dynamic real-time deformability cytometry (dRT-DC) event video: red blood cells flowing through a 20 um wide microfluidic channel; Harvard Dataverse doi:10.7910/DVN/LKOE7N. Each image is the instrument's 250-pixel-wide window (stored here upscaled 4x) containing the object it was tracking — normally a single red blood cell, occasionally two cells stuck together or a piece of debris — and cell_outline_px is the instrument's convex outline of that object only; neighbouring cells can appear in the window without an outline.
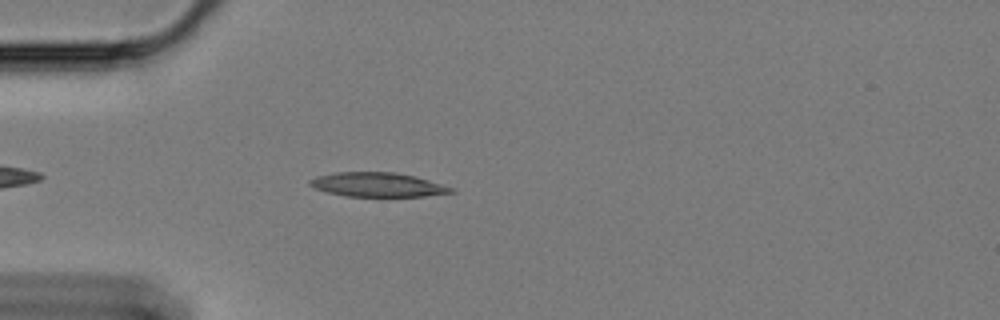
{"species": "Egyptian fruit bat (a non-hibernating species)", "species_latin": "Rousettus aegyptiacus", "temperature_condition": "cold", "stored_images_in_passage": 45, "camera_frame_rate_fps": 3000, "um_per_image_px": 0.085, "animal": {"sex": "female"}, "frame": {"image": 1, "passage_image": 6, "time_ms": 1.667, "image_size_px": [1000, 320], "cell_outline_px": [[456, 192], [424, 196], [344, 196], [328, 192], [316, 188], [308, 184], [308, 180], [316, 176], [336, 172], [396, 172], [428, 180], [456, 188]], "centroid_in_image_um": [32.1, 15.69], "position_along_channel_um": 52.9, "area_um2": 19.88}}
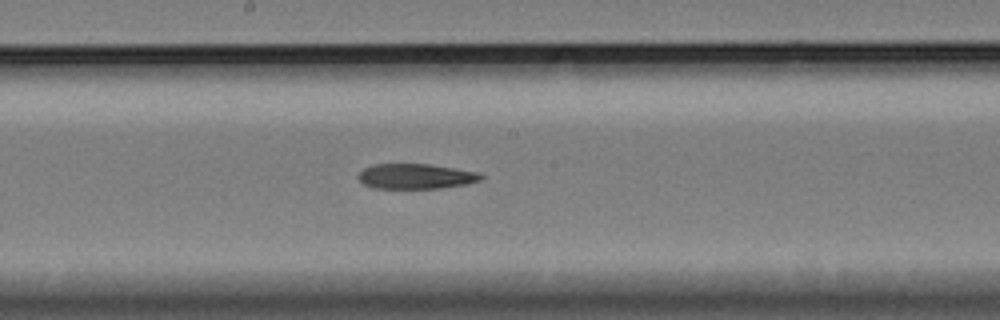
{"frame": {"image": 2, "passage_image": 21, "time_ms": 6.667, "image_size_px": [1000, 320], "cell_outline_px": [[484, 176], [480, 180], [464, 184], [440, 188], [372, 188], [364, 184], [356, 176], [364, 168], [372, 164], [428, 164], [480, 172]], "centroid_in_image_um": [35.32, 14.98], "position_along_channel_um": 212.9, "area_um2": 17.92}}
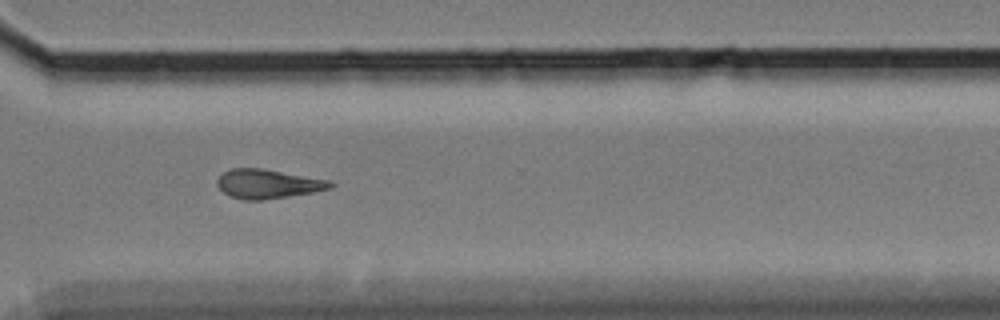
{"frame": {"image": 3, "passage_image": 33, "time_ms": 10.667, "image_size_px": [1000, 320], "cell_outline_px": [[336, 184], [332, 188], [312, 192], [288, 196], [260, 200], [244, 200], [232, 196], [224, 192], [216, 184], [216, 180], [224, 172], [232, 168], [260, 168], [328, 180]], "centroid_in_image_um": [22.76, 15.63], "position_along_channel_um": 347.8, "area_um2": 18.9}}